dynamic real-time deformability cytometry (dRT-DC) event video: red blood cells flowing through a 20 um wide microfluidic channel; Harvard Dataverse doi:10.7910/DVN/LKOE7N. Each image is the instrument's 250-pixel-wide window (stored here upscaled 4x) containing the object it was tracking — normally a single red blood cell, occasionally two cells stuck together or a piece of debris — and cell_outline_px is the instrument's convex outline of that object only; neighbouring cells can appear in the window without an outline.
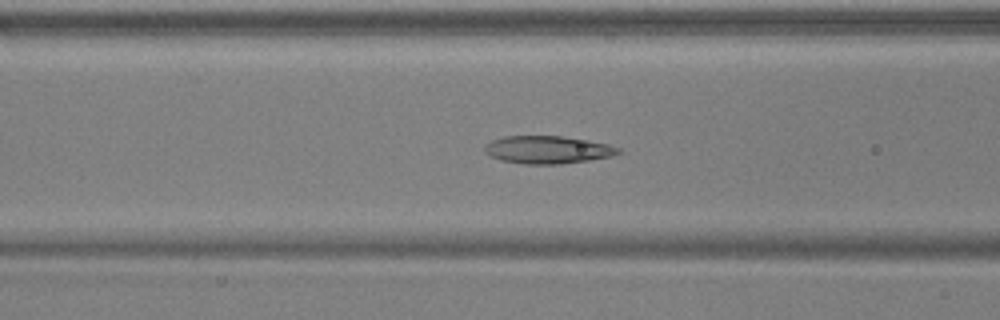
{"species": "common noctule bat (a hibernating species)", "species_latin": "Nyctalus noctula", "temperature_condition": "warm", "stored_images_in_passage": 50, "camera_frame_rate_fps": 3000, "um_per_image_px": 0.085, "animal": {"sex": "male", "body_mass_g": 17.9, "forearm_length_mm": 54.2}, "frame": {"image": 1, "passage_image": 18, "time_ms": 5.667, "image_size_px": [1000, 320], "cell_outline_px": [[620, 152], [612, 156], [588, 160], [560, 164], [524, 164], [500, 160], [484, 152], [484, 148], [492, 140], [504, 136], [560, 136], [588, 140], [608, 144], [620, 148]], "centroid_in_image_um": [46.55, 12.73], "position_along_channel_um": 120.1, "area_um2": 21.44}}
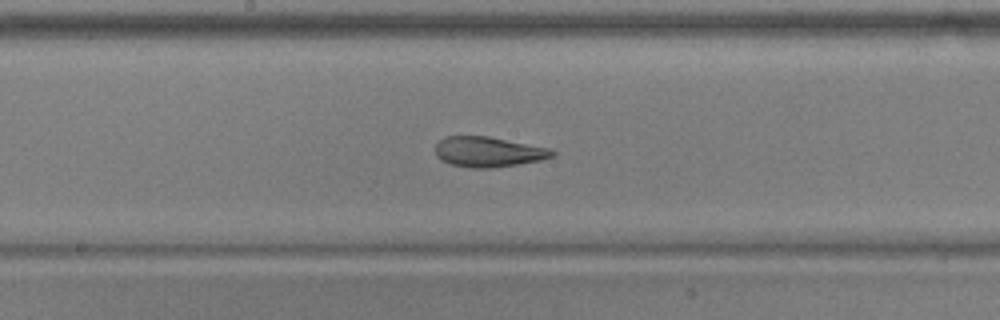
{"frame": {"image": 2, "passage_image": 25, "time_ms": 8.0, "image_size_px": [1000, 320], "cell_outline_px": [[556, 152], [552, 156], [540, 160], [520, 164], [492, 168], [472, 168], [452, 164], [440, 160], [436, 156], [436, 144], [444, 136], [488, 136], [548, 148]], "centroid_in_image_um": [41.47, 12.91], "position_along_channel_um": 206.7, "area_um2": 20.46}}
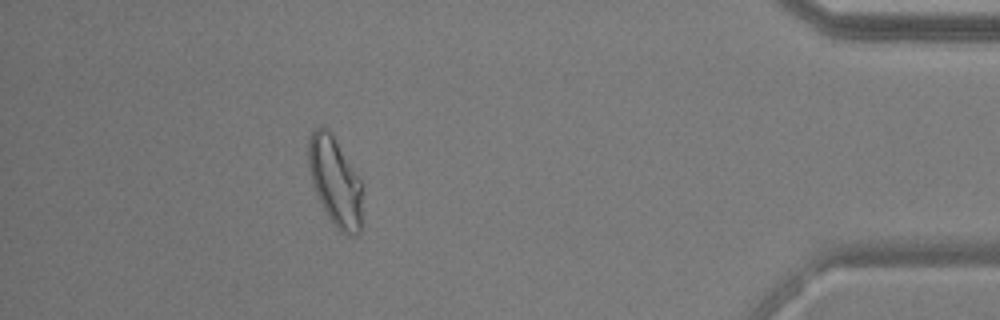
{"frame": {"image": 3, "passage_image": 45, "time_ms": 14.667, "image_size_px": [1000, 320], "cell_outline_px": [[364, 224], [360, 232], [352, 236], [348, 236], [340, 232], [336, 228], [328, 216], [312, 184], [308, 164], [308, 140], [312, 132], [320, 124], [328, 128], [360, 176], [364, 184]], "centroid_in_image_um": [28.57, 15.48], "position_along_channel_um": 406.6, "area_um2": 29.13}, "authors_computed_cell_mechanics": {"area_um2": 23.409, "velocity_mm_per_s": 3.7112, "shape_relaxation_time_tau1_ms": null, "shape_relaxation_time_tau2_ms": 1.9854, "deformation_change_tau1": null, "deformation_change_tau2": 0.0884}}